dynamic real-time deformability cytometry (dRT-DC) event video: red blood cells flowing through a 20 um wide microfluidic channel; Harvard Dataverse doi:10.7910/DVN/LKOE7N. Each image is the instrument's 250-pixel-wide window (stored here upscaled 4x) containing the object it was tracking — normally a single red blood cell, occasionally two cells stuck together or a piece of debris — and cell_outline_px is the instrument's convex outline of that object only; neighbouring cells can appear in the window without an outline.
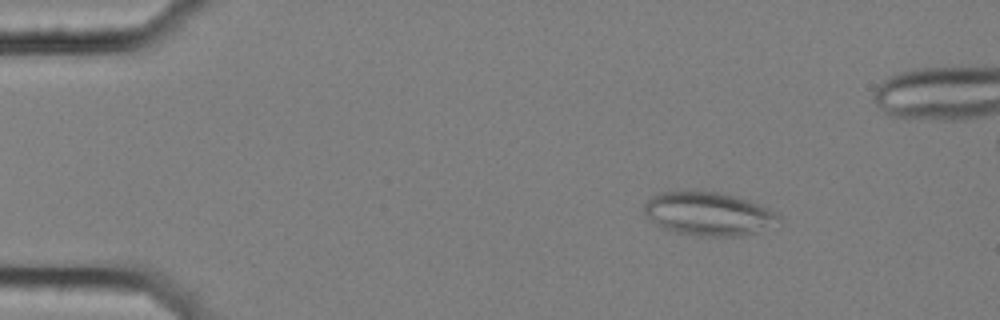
{"species": "common noctule bat (a hibernating species)", "species_latin": "Nyctalus noctula", "temperature_condition": "cold", "stored_images_in_passage": 55, "camera_frame_rate_fps": 3000, "um_per_image_px": 0.085, "animal": {"sex": "female", "body_mass_g": 25.1}, "frame": {"image": 1, "passage_image": 9, "time_ms": 2.667, "image_size_px": [1000, 320], "cell_outline_px": [[780, 220], [756, 232], [740, 236], [700, 236], [676, 232], [664, 228], [656, 224], [644, 216], [644, 204], [652, 196], [660, 192], [688, 188], [696, 188], [720, 192], [736, 196], [748, 200], [768, 208], [780, 216]], "centroid_in_image_um": [60.14, 18.12], "position_along_channel_um": 24.9, "area_um2": 34.62}}
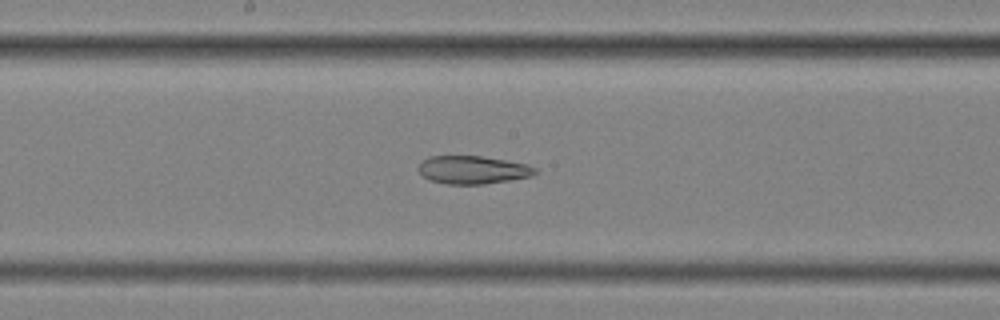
{"frame": {"image": 2, "passage_image": 31, "time_ms": 10.0, "image_size_px": [1000, 320], "cell_outline_px": [[536, 172], [532, 176], [512, 180], [484, 184], [444, 184], [428, 180], [416, 168], [428, 156], [480, 156], [528, 164], [536, 168]], "centroid_in_image_um": [40.18, 14.44], "position_along_channel_um": 208.0, "area_um2": 19.13}}
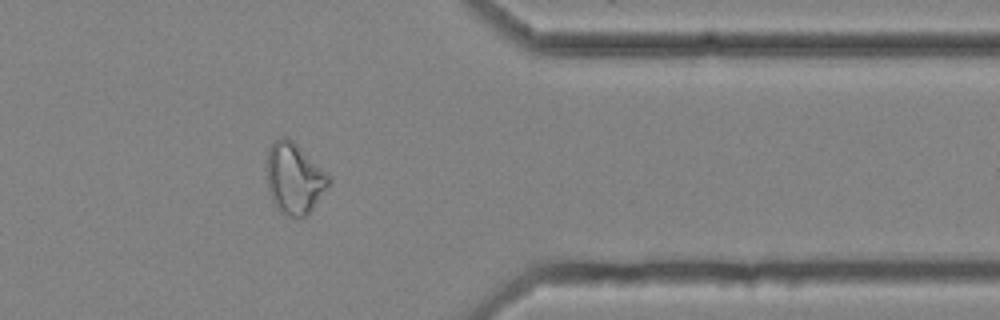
{"frame": {"image": 3, "passage_image": 47, "time_ms": 15.333, "image_size_px": [1000, 320], "cell_outline_px": [[332, 180], [312, 208], [300, 220], [280, 212], [272, 200], [268, 188], [268, 148], [276, 140], [284, 136], [288, 136], [328, 172]], "centroid_in_image_um": [25.04, 15.15], "position_along_channel_um": 386.4, "area_um2": 25.49}}